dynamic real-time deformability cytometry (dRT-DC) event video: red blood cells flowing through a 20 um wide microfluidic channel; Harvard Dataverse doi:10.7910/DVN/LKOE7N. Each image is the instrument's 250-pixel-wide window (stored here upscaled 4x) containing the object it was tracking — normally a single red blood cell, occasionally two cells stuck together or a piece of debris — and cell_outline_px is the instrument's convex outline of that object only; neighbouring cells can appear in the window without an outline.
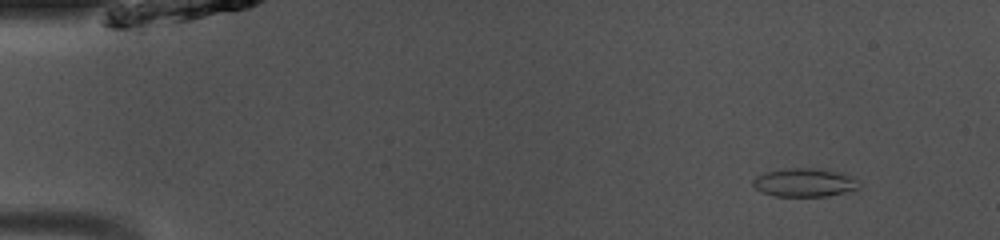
{"species": "common noctule bat (a hibernating species)", "species_latin": "Nyctalus noctula", "temperature_condition": "room temperature", "stored_images_in_passage": 22, "camera_frame_rate_fps": 3000, "um_per_image_px": 0.085, "animal": {"sex": "male", "body_mass_g": 13.0, "forearm_length_mm": 53.1}, "frame": {"image": 1, "passage_image": 4, "time_ms": 1.0, "image_size_px": [1000, 240], "cell_outline_px": [[860, 188], [828, 196], [776, 196], [760, 192], [752, 184], [752, 180], [756, 176], [764, 172], [784, 168], [812, 168], [840, 172], [852, 176], [860, 180]], "centroid_in_image_um": [68.39, 15.51], "position_along_channel_um": 16.6, "area_um2": 17.8}}
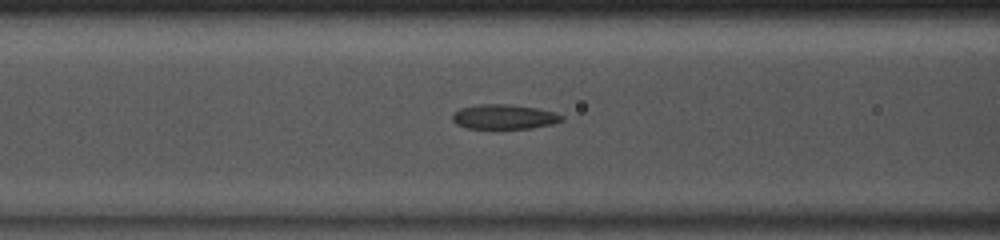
{"frame": {"image": 2, "passage_image": 19, "time_ms": 6.0, "image_size_px": [1000, 240], "cell_outline_px": [[564, 120], [552, 124], [532, 128], [496, 132], [468, 128], [456, 124], [452, 120], [452, 112], [460, 108], [480, 104], [508, 104], [536, 108], [556, 112], [564, 116]], "centroid_in_image_um": [42.83, 9.98], "position_along_channel_um": 123.8, "area_um2": 16.7}}
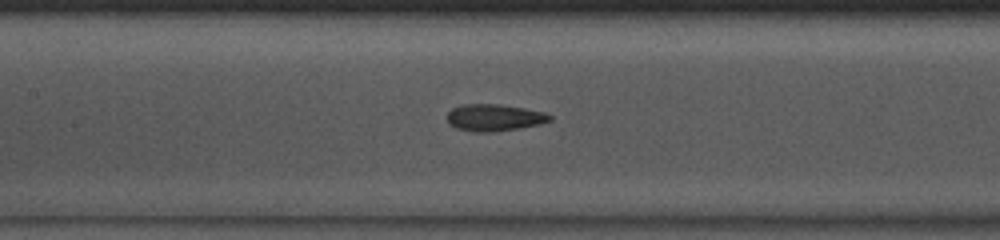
{"frame": {"image": 3, "passage_image": 22, "time_ms": 7.0, "image_size_px": [1000, 240], "cell_outline_px": [[552, 120], [520, 128], [488, 132], [476, 132], [456, 128], [448, 120], [448, 112], [452, 108], [460, 104], [500, 104], [524, 108], [544, 112], [552, 116]], "centroid_in_image_um": [42.01, 9.98], "position_along_channel_um": 165.4, "area_um2": 15.9}}